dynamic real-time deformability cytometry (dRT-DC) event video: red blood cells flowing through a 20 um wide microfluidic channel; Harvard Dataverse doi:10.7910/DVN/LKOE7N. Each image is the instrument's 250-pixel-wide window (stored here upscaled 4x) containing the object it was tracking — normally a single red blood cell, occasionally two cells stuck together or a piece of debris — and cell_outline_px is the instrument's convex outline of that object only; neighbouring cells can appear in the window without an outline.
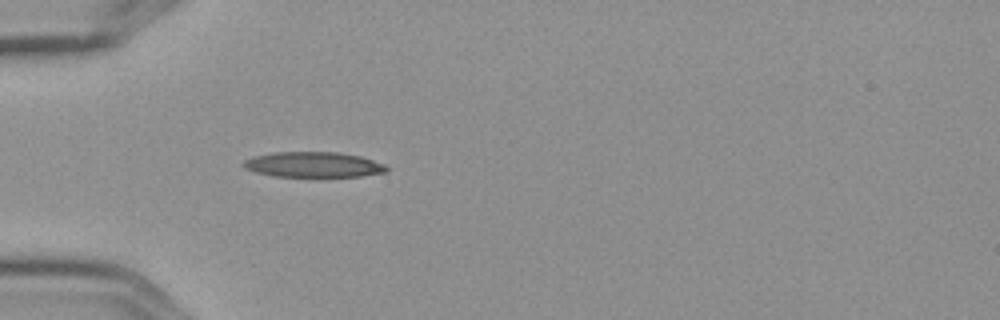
{"species": "Egyptian fruit bat (a non-hibernating species)", "species_latin": "Rousettus aegyptiacus", "temperature_condition": "cold", "stored_images_in_passage": 1, "camera_frame_rate_fps": 3000, "um_per_image_px": 0.085, "frame": {"image": 1, "passage_image": 1, "time_ms": 0.0, "image_size_px": [1000, 320], "cell_outline_px": [[388, 172], [360, 176], [276, 176], [256, 172], [244, 168], [240, 164], [244, 160], [256, 156], [276, 152], [336, 152], [360, 156], [384, 164], [388, 168]], "centroid_in_image_um": [26.64, 13.99], "position_along_channel_um": 58.4, "area_um2": 20.92}}